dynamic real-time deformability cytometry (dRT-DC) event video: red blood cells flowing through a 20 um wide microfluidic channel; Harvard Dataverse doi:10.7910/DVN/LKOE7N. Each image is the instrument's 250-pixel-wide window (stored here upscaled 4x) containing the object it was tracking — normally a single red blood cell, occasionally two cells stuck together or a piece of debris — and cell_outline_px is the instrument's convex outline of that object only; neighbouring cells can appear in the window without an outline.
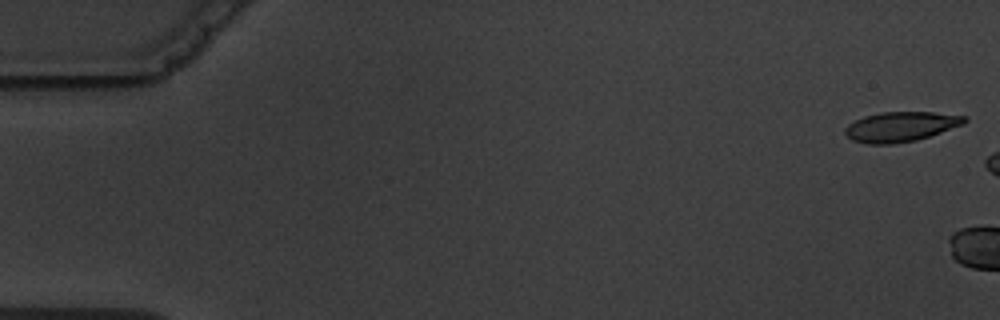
{"species": "common noctule bat (a hibernating species)", "species_latin": "Nyctalus noctula", "temperature_condition": "warm", "stored_images_in_passage": 7, "camera_frame_rate_fps": 3000, "um_per_image_px": 0.085, "animal": {"sex": "male", "body_mass_g": 19.5, "forearm_length_mm": 54.6}, "frame": {"image": 1, "passage_image": 1, "time_ms": 0.0, "image_size_px": [1000, 320], "cell_outline_px": [[968, 120], [964, 124], [916, 140], [892, 144], [868, 144], [852, 140], [844, 132], [844, 128], [848, 124], [864, 116], [880, 112], [932, 112], [968, 116]], "centroid_in_image_um": [76.56, 10.76], "position_along_channel_um": 8.4, "area_um2": 20.75}}